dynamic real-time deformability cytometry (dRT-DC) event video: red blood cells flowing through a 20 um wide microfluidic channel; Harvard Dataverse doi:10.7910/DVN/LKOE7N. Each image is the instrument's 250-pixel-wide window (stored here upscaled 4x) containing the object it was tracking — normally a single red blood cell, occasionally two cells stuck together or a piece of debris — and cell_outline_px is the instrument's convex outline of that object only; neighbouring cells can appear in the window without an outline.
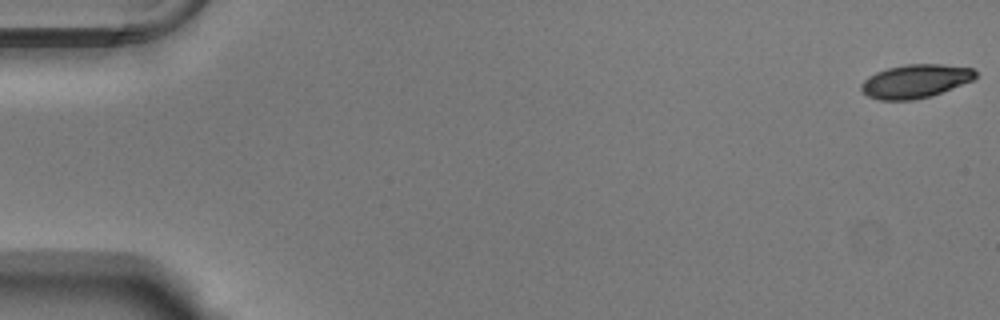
{"species": "Egyptian fruit bat (a non-hibernating species)", "species_latin": "Rousettus aegyptiacus", "temperature_condition": "warm", "stored_images_in_passage": 54, "camera_frame_rate_fps": 3000, "um_per_image_px": 0.085, "animal": {"sex": "male"}, "frame": {"image": 1, "passage_image": 1, "time_ms": 0.0, "image_size_px": [1000, 320], "cell_outline_px": [[976, 76], [972, 80], [940, 92], [928, 96], [912, 100], [880, 100], [868, 96], [860, 88], [860, 84], [868, 76], [876, 72], [888, 68], [904, 64], [940, 64], [972, 68], [976, 72]], "centroid_in_image_um": [77.76, 6.89], "position_along_channel_um": 7.2, "area_um2": 22.02}}
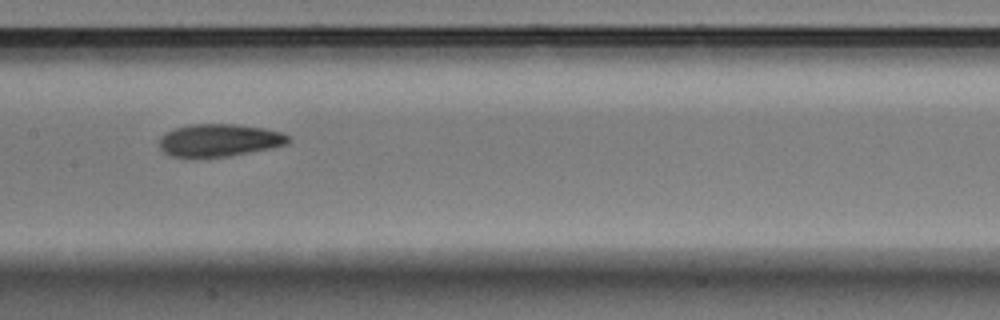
{"frame": {"image": 2, "passage_image": 28, "time_ms": 9.0, "image_size_px": [1000, 320], "cell_outline_px": [[292, 140], [288, 144], [272, 148], [208, 160], [188, 160], [172, 156], [164, 152], [160, 148], [160, 136], [176, 128], [188, 124], [236, 124], [264, 128], [280, 132], [288, 136]], "centroid_in_image_um": [18.6, 11.97], "position_along_channel_um": 188.8, "area_um2": 25.37}}
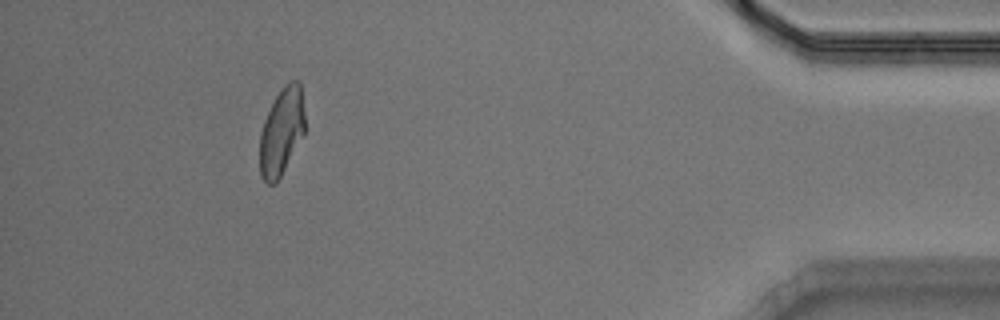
{"frame": {"image": 3, "passage_image": 50, "time_ms": 16.333, "image_size_px": [1000, 320], "cell_outline_px": [[304, 132], [276, 184], [268, 184], [260, 176], [260, 132], [264, 120], [280, 88], [284, 84], [292, 80], [300, 80], [304, 112]], "centroid_in_image_um": [23.92, 11.16], "position_along_channel_um": 411.3, "area_um2": 22.72}, "authors_computed_cell_mechanics": {"area_um2": 24.1315, "velocity_mm_per_s": 3.7772, "shape_relaxation_time_tau1_ms": 7.549, "shape_relaxation_time_tau2_ms": 3.044, "deformation_change_tau1": 0.2009, "deformation_change_tau2": 0.0984}}